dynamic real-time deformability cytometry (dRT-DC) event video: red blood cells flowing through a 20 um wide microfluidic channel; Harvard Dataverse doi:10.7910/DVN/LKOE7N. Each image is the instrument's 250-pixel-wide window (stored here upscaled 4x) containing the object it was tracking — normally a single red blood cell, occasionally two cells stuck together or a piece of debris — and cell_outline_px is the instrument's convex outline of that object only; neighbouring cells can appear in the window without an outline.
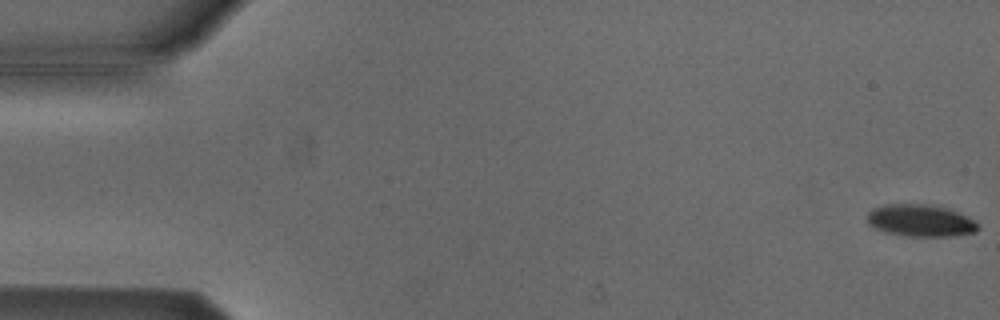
{"species": "Egyptian fruit bat (a non-hibernating species)", "species_latin": "Rousettus aegyptiacus", "temperature_condition": "cold", "stored_images_in_passage": 55, "segment_of_instrument_passage": [1, 2], "camera_frame_rate_fps": 3000, "um_per_image_px": 0.085, "animal": {"sex": "male"}, "frame": {"image": 1, "passage_image": 1, "time_ms": 0.0, "image_size_px": [1000, 320], "cell_outline_px": [[980, 228], [976, 232], [952, 236], [908, 236], [888, 232], [876, 228], [868, 224], [868, 212], [872, 208], [884, 204], [932, 204], [948, 208], [968, 216], [976, 220]], "centroid_in_image_um": [78.29, 18.73], "position_along_channel_um": 6.7, "area_um2": 20.87}}
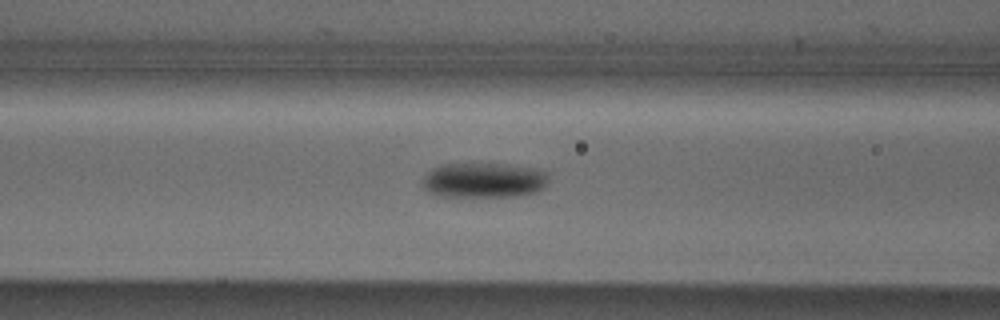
{"frame": {"image": 2, "passage_image": 22, "time_ms": 7.0, "image_size_px": [1000, 320], "cell_outline_px": [[548, 180], [544, 188], [536, 192], [516, 196], [444, 196], [428, 192], [424, 188], [424, 176], [432, 168], [444, 164], [508, 164], [536, 168], [548, 172]], "centroid_in_image_um": [41.18, 15.31], "position_along_channel_um": 125.4, "area_um2": 25.72}}
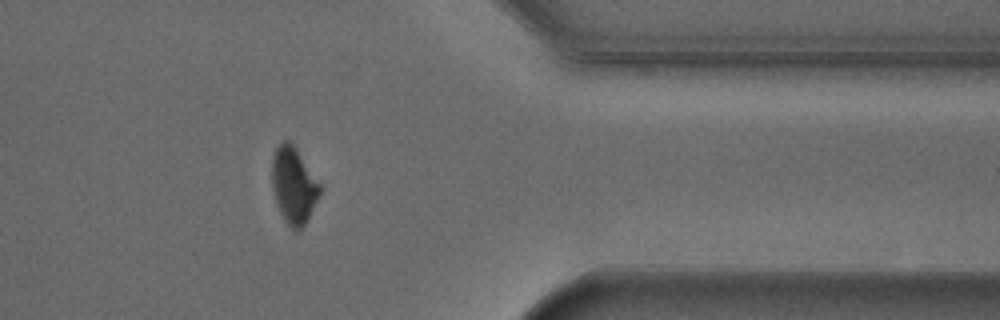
{"frame": {"image": 3, "passage_image": 44, "time_ms": 14.333, "image_size_px": [1000, 320], "cell_outline_px": [[320, 192], [304, 224], [296, 232], [284, 220], [280, 212], [272, 188], [272, 160], [276, 148], [284, 140], [288, 140], [296, 148], [320, 184]], "centroid_in_image_um": [24.93, 15.74], "position_along_channel_um": 386.5, "area_um2": 20.69}}